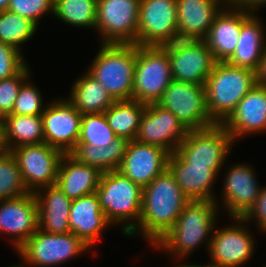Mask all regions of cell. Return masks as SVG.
<instances>
[{"label": "cell", "mask_w": 266, "mask_h": 267, "mask_svg": "<svg viewBox=\"0 0 266 267\" xmlns=\"http://www.w3.org/2000/svg\"><path fill=\"white\" fill-rule=\"evenodd\" d=\"M189 201L167 169L143 188L139 224L127 237L140 235L153 247L173 227Z\"/></svg>", "instance_id": "1"}, {"label": "cell", "mask_w": 266, "mask_h": 267, "mask_svg": "<svg viewBox=\"0 0 266 267\" xmlns=\"http://www.w3.org/2000/svg\"><path fill=\"white\" fill-rule=\"evenodd\" d=\"M219 206L215 200H190L173 227L152 247L176 262H182L205 243L208 247L217 225ZM183 258V259H182Z\"/></svg>", "instance_id": "2"}, {"label": "cell", "mask_w": 266, "mask_h": 267, "mask_svg": "<svg viewBox=\"0 0 266 267\" xmlns=\"http://www.w3.org/2000/svg\"><path fill=\"white\" fill-rule=\"evenodd\" d=\"M255 85L254 70L235 67L227 62H215L205 84L206 107L210 118L216 124H222Z\"/></svg>", "instance_id": "3"}, {"label": "cell", "mask_w": 266, "mask_h": 267, "mask_svg": "<svg viewBox=\"0 0 266 267\" xmlns=\"http://www.w3.org/2000/svg\"><path fill=\"white\" fill-rule=\"evenodd\" d=\"M142 192L143 188L118 170L101 174L96 190L100 207L113 226H121L125 237L139 224Z\"/></svg>", "instance_id": "4"}, {"label": "cell", "mask_w": 266, "mask_h": 267, "mask_svg": "<svg viewBox=\"0 0 266 267\" xmlns=\"http://www.w3.org/2000/svg\"><path fill=\"white\" fill-rule=\"evenodd\" d=\"M86 71L115 101L132 100L137 44H101Z\"/></svg>", "instance_id": "5"}, {"label": "cell", "mask_w": 266, "mask_h": 267, "mask_svg": "<svg viewBox=\"0 0 266 267\" xmlns=\"http://www.w3.org/2000/svg\"><path fill=\"white\" fill-rule=\"evenodd\" d=\"M91 250L74 233L50 234L38 229L16 253L26 267H55L86 252L97 256V252Z\"/></svg>", "instance_id": "6"}, {"label": "cell", "mask_w": 266, "mask_h": 267, "mask_svg": "<svg viewBox=\"0 0 266 267\" xmlns=\"http://www.w3.org/2000/svg\"><path fill=\"white\" fill-rule=\"evenodd\" d=\"M173 80L170 59L164 46L137 45L132 100L157 103Z\"/></svg>", "instance_id": "7"}, {"label": "cell", "mask_w": 266, "mask_h": 267, "mask_svg": "<svg viewBox=\"0 0 266 267\" xmlns=\"http://www.w3.org/2000/svg\"><path fill=\"white\" fill-rule=\"evenodd\" d=\"M236 142L222 124L188 130L175 153L188 165L223 169Z\"/></svg>", "instance_id": "8"}, {"label": "cell", "mask_w": 266, "mask_h": 267, "mask_svg": "<svg viewBox=\"0 0 266 267\" xmlns=\"http://www.w3.org/2000/svg\"><path fill=\"white\" fill-rule=\"evenodd\" d=\"M231 225L215 226L208 247V264L217 267H244L255 254V235L249 224L239 217ZM250 228V229H249ZM211 261V262H210Z\"/></svg>", "instance_id": "9"}, {"label": "cell", "mask_w": 266, "mask_h": 267, "mask_svg": "<svg viewBox=\"0 0 266 267\" xmlns=\"http://www.w3.org/2000/svg\"><path fill=\"white\" fill-rule=\"evenodd\" d=\"M140 0H97L95 32L101 44H137Z\"/></svg>", "instance_id": "10"}, {"label": "cell", "mask_w": 266, "mask_h": 267, "mask_svg": "<svg viewBox=\"0 0 266 267\" xmlns=\"http://www.w3.org/2000/svg\"><path fill=\"white\" fill-rule=\"evenodd\" d=\"M157 104L173 113L187 130L216 124L207 112L205 85L172 80Z\"/></svg>", "instance_id": "11"}, {"label": "cell", "mask_w": 266, "mask_h": 267, "mask_svg": "<svg viewBox=\"0 0 266 267\" xmlns=\"http://www.w3.org/2000/svg\"><path fill=\"white\" fill-rule=\"evenodd\" d=\"M230 165L227 168L225 167V170H228L223 172L226 173L224 180L222 179L221 200L216 197L215 201L219 209L225 211L227 217L230 216L229 219L234 217L243 218L255 204L262 186L259 184L260 182L256 177L257 172L251 164L237 162V164Z\"/></svg>", "instance_id": "12"}, {"label": "cell", "mask_w": 266, "mask_h": 267, "mask_svg": "<svg viewBox=\"0 0 266 267\" xmlns=\"http://www.w3.org/2000/svg\"><path fill=\"white\" fill-rule=\"evenodd\" d=\"M163 46L168 52L173 80L206 84L216 61L204 40H177Z\"/></svg>", "instance_id": "13"}, {"label": "cell", "mask_w": 266, "mask_h": 267, "mask_svg": "<svg viewBox=\"0 0 266 267\" xmlns=\"http://www.w3.org/2000/svg\"><path fill=\"white\" fill-rule=\"evenodd\" d=\"M24 184L29 192L35 193L43 187L57 182L58 168L64 153L46 143L24 145L11 150Z\"/></svg>", "instance_id": "14"}, {"label": "cell", "mask_w": 266, "mask_h": 267, "mask_svg": "<svg viewBox=\"0 0 266 267\" xmlns=\"http://www.w3.org/2000/svg\"><path fill=\"white\" fill-rule=\"evenodd\" d=\"M177 40L176 0H140L137 45L163 46Z\"/></svg>", "instance_id": "15"}, {"label": "cell", "mask_w": 266, "mask_h": 267, "mask_svg": "<svg viewBox=\"0 0 266 267\" xmlns=\"http://www.w3.org/2000/svg\"><path fill=\"white\" fill-rule=\"evenodd\" d=\"M65 98L47 101L41 116L44 143L69 154L79 141L82 114Z\"/></svg>", "instance_id": "16"}, {"label": "cell", "mask_w": 266, "mask_h": 267, "mask_svg": "<svg viewBox=\"0 0 266 267\" xmlns=\"http://www.w3.org/2000/svg\"><path fill=\"white\" fill-rule=\"evenodd\" d=\"M37 230L38 202L34 193L0 201V233L8 235L15 251Z\"/></svg>", "instance_id": "17"}, {"label": "cell", "mask_w": 266, "mask_h": 267, "mask_svg": "<svg viewBox=\"0 0 266 267\" xmlns=\"http://www.w3.org/2000/svg\"><path fill=\"white\" fill-rule=\"evenodd\" d=\"M188 130L169 110L157 103L146 106L141 118L136 141L159 146L174 153Z\"/></svg>", "instance_id": "18"}, {"label": "cell", "mask_w": 266, "mask_h": 267, "mask_svg": "<svg viewBox=\"0 0 266 267\" xmlns=\"http://www.w3.org/2000/svg\"><path fill=\"white\" fill-rule=\"evenodd\" d=\"M169 156L170 153L159 146L132 140L128 142L118 171L144 188L168 169Z\"/></svg>", "instance_id": "19"}, {"label": "cell", "mask_w": 266, "mask_h": 267, "mask_svg": "<svg viewBox=\"0 0 266 267\" xmlns=\"http://www.w3.org/2000/svg\"><path fill=\"white\" fill-rule=\"evenodd\" d=\"M222 125L235 142L266 133V86L255 85Z\"/></svg>", "instance_id": "20"}, {"label": "cell", "mask_w": 266, "mask_h": 267, "mask_svg": "<svg viewBox=\"0 0 266 267\" xmlns=\"http://www.w3.org/2000/svg\"><path fill=\"white\" fill-rule=\"evenodd\" d=\"M252 13L228 2L216 15L204 39L216 62H226L235 52L241 25Z\"/></svg>", "instance_id": "21"}, {"label": "cell", "mask_w": 266, "mask_h": 267, "mask_svg": "<svg viewBox=\"0 0 266 267\" xmlns=\"http://www.w3.org/2000/svg\"><path fill=\"white\" fill-rule=\"evenodd\" d=\"M229 0H176L178 40H204Z\"/></svg>", "instance_id": "22"}, {"label": "cell", "mask_w": 266, "mask_h": 267, "mask_svg": "<svg viewBox=\"0 0 266 267\" xmlns=\"http://www.w3.org/2000/svg\"><path fill=\"white\" fill-rule=\"evenodd\" d=\"M109 227L111 228L113 225L102 211L96 192L72 200L69 213L70 232L90 248L95 247Z\"/></svg>", "instance_id": "23"}, {"label": "cell", "mask_w": 266, "mask_h": 267, "mask_svg": "<svg viewBox=\"0 0 266 267\" xmlns=\"http://www.w3.org/2000/svg\"><path fill=\"white\" fill-rule=\"evenodd\" d=\"M168 170L189 200H215V184L222 169L188 166L175 152L168 160ZM221 170V171H220Z\"/></svg>", "instance_id": "24"}, {"label": "cell", "mask_w": 266, "mask_h": 267, "mask_svg": "<svg viewBox=\"0 0 266 267\" xmlns=\"http://www.w3.org/2000/svg\"><path fill=\"white\" fill-rule=\"evenodd\" d=\"M34 194L38 202V229L50 234L70 232L72 200L56 184L40 188Z\"/></svg>", "instance_id": "25"}, {"label": "cell", "mask_w": 266, "mask_h": 267, "mask_svg": "<svg viewBox=\"0 0 266 267\" xmlns=\"http://www.w3.org/2000/svg\"><path fill=\"white\" fill-rule=\"evenodd\" d=\"M101 174L97 168L77 161L70 154H64L59 164L56 185L70 200H75L95 193Z\"/></svg>", "instance_id": "26"}, {"label": "cell", "mask_w": 266, "mask_h": 267, "mask_svg": "<svg viewBox=\"0 0 266 267\" xmlns=\"http://www.w3.org/2000/svg\"><path fill=\"white\" fill-rule=\"evenodd\" d=\"M263 20L253 12L241 25L235 52L226 61L229 65L256 71L266 49Z\"/></svg>", "instance_id": "27"}, {"label": "cell", "mask_w": 266, "mask_h": 267, "mask_svg": "<svg viewBox=\"0 0 266 267\" xmlns=\"http://www.w3.org/2000/svg\"><path fill=\"white\" fill-rule=\"evenodd\" d=\"M66 98L82 115L104 113L114 102L105 87L86 70L74 79Z\"/></svg>", "instance_id": "28"}, {"label": "cell", "mask_w": 266, "mask_h": 267, "mask_svg": "<svg viewBox=\"0 0 266 267\" xmlns=\"http://www.w3.org/2000/svg\"><path fill=\"white\" fill-rule=\"evenodd\" d=\"M128 142L123 137H117L106 148H98L91 144H76L69 154L77 161L95 167L105 173L119 169Z\"/></svg>", "instance_id": "29"}, {"label": "cell", "mask_w": 266, "mask_h": 267, "mask_svg": "<svg viewBox=\"0 0 266 267\" xmlns=\"http://www.w3.org/2000/svg\"><path fill=\"white\" fill-rule=\"evenodd\" d=\"M146 106L135 100H119L115 101L104 114L117 137L132 141L136 139Z\"/></svg>", "instance_id": "30"}, {"label": "cell", "mask_w": 266, "mask_h": 267, "mask_svg": "<svg viewBox=\"0 0 266 267\" xmlns=\"http://www.w3.org/2000/svg\"><path fill=\"white\" fill-rule=\"evenodd\" d=\"M3 120L6 141L10 151L24 145L44 143V128L41 115L8 114Z\"/></svg>", "instance_id": "31"}, {"label": "cell", "mask_w": 266, "mask_h": 267, "mask_svg": "<svg viewBox=\"0 0 266 267\" xmlns=\"http://www.w3.org/2000/svg\"><path fill=\"white\" fill-rule=\"evenodd\" d=\"M96 12L97 0H54L52 17L77 29L95 31Z\"/></svg>", "instance_id": "32"}, {"label": "cell", "mask_w": 266, "mask_h": 267, "mask_svg": "<svg viewBox=\"0 0 266 267\" xmlns=\"http://www.w3.org/2000/svg\"><path fill=\"white\" fill-rule=\"evenodd\" d=\"M39 27L26 17L5 10L0 12V42L13 46L22 52L23 45L33 40Z\"/></svg>", "instance_id": "33"}, {"label": "cell", "mask_w": 266, "mask_h": 267, "mask_svg": "<svg viewBox=\"0 0 266 267\" xmlns=\"http://www.w3.org/2000/svg\"><path fill=\"white\" fill-rule=\"evenodd\" d=\"M117 138L108 125L104 113L82 115L79 141L77 144H91L106 148Z\"/></svg>", "instance_id": "34"}, {"label": "cell", "mask_w": 266, "mask_h": 267, "mask_svg": "<svg viewBox=\"0 0 266 267\" xmlns=\"http://www.w3.org/2000/svg\"><path fill=\"white\" fill-rule=\"evenodd\" d=\"M30 193L21 176L14 155L8 152L0 156V201Z\"/></svg>", "instance_id": "35"}, {"label": "cell", "mask_w": 266, "mask_h": 267, "mask_svg": "<svg viewBox=\"0 0 266 267\" xmlns=\"http://www.w3.org/2000/svg\"><path fill=\"white\" fill-rule=\"evenodd\" d=\"M30 76L20 87L12 113L15 115H42L46 105L42 92Z\"/></svg>", "instance_id": "36"}, {"label": "cell", "mask_w": 266, "mask_h": 267, "mask_svg": "<svg viewBox=\"0 0 266 267\" xmlns=\"http://www.w3.org/2000/svg\"><path fill=\"white\" fill-rule=\"evenodd\" d=\"M31 69L27 64L18 74L0 81V117L12 113L21 85L33 74Z\"/></svg>", "instance_id": "37"}, {"label": "cell", "mask_w": 266, "mask_h": 267, "mask_svg": "<svg viewBox=\"0 0 266 267\" xmlns=\"http://www.w3.org/2000/svg\"><path fill=\"white\" fill-rule=\"evenodd\" d=\"M53 4L54 0H10L8 10L30 19L40 28L42 17L53 16Z\"/></svg>", "instance_id": "38"}, {"label": "cell", "mask_w": 266, "mask_h": 267, "mask_svg": "<svg viewBox=\"0 0 266 267\" xmlns=\"http://www.w3.org/2000/svg\"><path fill=\"white\" fill-rule=\"evenodd\" d=\"M24 56L13 46L0 42V81L18 74L28 64Z\"/></svg>", "instance_id": "39"}, {"label": "cell", "mask_w": 266, "mask_h": 267, "mask_svg": "<svg viewBox=\"0 0 266 267\" xmlns=\"http://www.w3.org/2000/svg\"><path fill=\"white\" fill-rule=\"evenodd\" d=\"M243 219L251 224L254 223L256 225V229H258V233L266 234V186H262L260 195L256 199L253 207L247 212V214L243 217ZM253 222V223H252ZM251 223V224H250ZM260 231V232H259Z\"/></svg>", "instance_id": "40"}, {"label": "cell", "mask_w": 266, "mask_h": 267, "mask_svg": "<svg viewBox=\"0 0 266 267\" xmlns=\"http://www.w3.org/2000/svg\"><path fill=\"white\" fill-rule=\"evenodd\" d=\"M236 7L257 13L260 8L266 7V0H229Z\"/></svg>", "instance_id": "41"}, {"label": "cell", "mask_w": 266, "mask_h": 267, "mask_svg": "<svg viewBox=\"0 0 266 267\" xmlns=\"http://www.w3.org/2000/svg\"><path fill=\"white\" fill-rule=\"evenodd\" d=\"M255 72L257 84L266 86V49Z\"/></svg>", "instance_id": "42"}, {"label": "cell", "mask_w": 266, "mask_h": 267, "mask_svg": "<svg viewBox=\"0 0 266 267\" xmlns=\"http://www.w3.org/2000/svg\"><path fill=\"white\" fill-rule=\"evenodd\" d=\"M10 152L6 141L5 124L2 117H0V156Z\"/></svg>", "instance_id": "43"}, {"label": "cell", "mask_w": 266, "mask_h": 267, "mask_svg": "<svg viewBox=\"0 0 266 267\" xmlns=\"http://www.w3.org/2000/svg\"><path fill=\"white\" fill-rule=\"evenodd\" d=\"M186 262L185 263H178V265H176V263H175V266H173V267H217V266H214V265H211V264H196L195 262H194V264L193 263H188L187 262V259L185 260Z\"/></svg>", "instance_id": "44"}, {"label": "cell", "mask_w": 266, "mask_h": 267, "mask_svg": "<svg viewBox=\"0 0 266 267\" xmlns=\"http://www.w3.org/2000/svg\"><path fill=\"white\" fill-rule=\"evenodd\" d=\"M10 0H0V12L8 9Z\"/></svg>", "instance_id": "45"}, {"label": "cell", "mask_w": 266, "mask_h": 267, "mask_svg": "<svg viewBox=\"0 0 266 267\" xmlns=\"http://www.w3.org/2000/svg\"><path fill=\"white\" fill-rule=\"evenodd\" d=\"M22 262V263H21ZM21 262L20 263H18V264H16L15 263V265H11V266H8V267H26L25 265H24V263H23V261L21 260Z\"/></svg>", "instance_id": "46"}]
</instances>
